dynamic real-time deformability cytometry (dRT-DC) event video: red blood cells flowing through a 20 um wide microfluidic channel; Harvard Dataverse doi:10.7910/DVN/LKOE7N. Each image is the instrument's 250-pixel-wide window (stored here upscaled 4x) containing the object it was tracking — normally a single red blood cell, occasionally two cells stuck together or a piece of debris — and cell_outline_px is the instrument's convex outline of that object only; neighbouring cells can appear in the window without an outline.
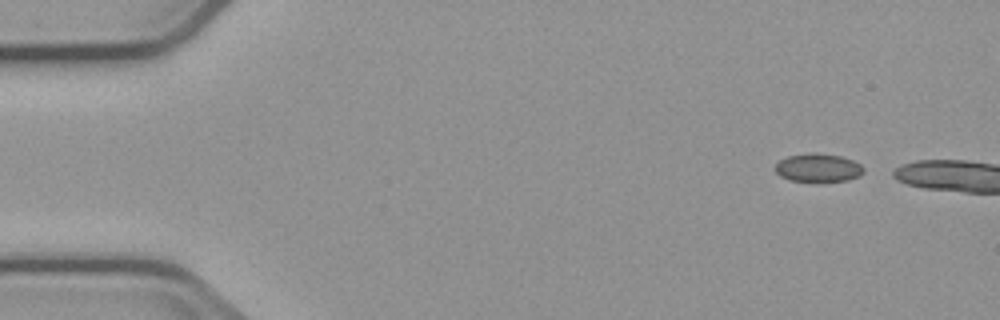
{"species": "common noctule bat (a hibernating species)", "species_latin": "Nyctalus noctula", "temperature_condition": "cold", "stored_images_in_passage": 2, "camera_frame_rate_fps": 3000, "um_per_image_px": 0.085, "animal": {"sex": "male", "body_mass_g": 23.1, "forearm_length_mm": 52.7}, "frame": {"image": 1, "passage_image": 1, "time_ms": 0.0, "image_size_px": [1000, 320], "cell_outline_px": [[864, 172], [860, 176], [848, 180], [792, 180], [780, 176], [776, 172], [776, 164], [780, 160], [788, 156], [808, 152], [816, 152], [840, 156], [852, 160], [860, 164], [864, 168]], "centroid_in_image_um": [69.56, 14.23], "position_along_channel_um": 15.4, "area_um2": 14.33}}